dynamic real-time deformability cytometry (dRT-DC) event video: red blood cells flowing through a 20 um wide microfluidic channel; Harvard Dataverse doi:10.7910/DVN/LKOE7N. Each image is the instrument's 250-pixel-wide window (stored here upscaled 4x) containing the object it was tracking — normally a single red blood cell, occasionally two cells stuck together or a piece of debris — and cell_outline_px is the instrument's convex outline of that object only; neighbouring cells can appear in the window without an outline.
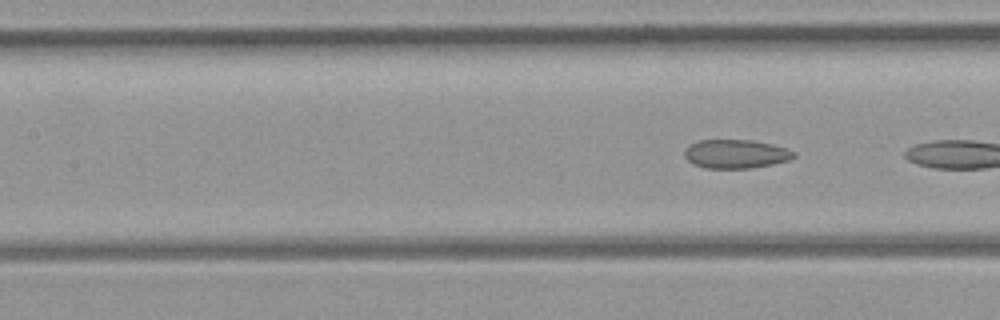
{"species": "common noctule bat (a hibernating species)", "species_latin": "Nyctalus noctula", "temperature_condition": "room temperature", "stored_images_in_passage": 5, "segment_of_instrument_passage": [2, 2], "camera_frame_rate_fps": 3000, "um_per_image_px": 0.085, "animal": {"sex": "female", "body_mass_g": 21.9}, "frame": {"image": 1, "passage_image": 5, "time_ms": 5.0, "image_size_px": [1000, 320], "cell_outline_px": [[796, 156], [788, 160], [772, 164], [752, 168], [704, 168], [692, 164], [684, 156], [684, 148], [688, 144], [700, 140], [752, 140], [772, 144], [796, 152]], "centroid_in_image_um": [62.5, 13.08], "position_along_channel_um": 144.9, "area_um2": 18.44}}